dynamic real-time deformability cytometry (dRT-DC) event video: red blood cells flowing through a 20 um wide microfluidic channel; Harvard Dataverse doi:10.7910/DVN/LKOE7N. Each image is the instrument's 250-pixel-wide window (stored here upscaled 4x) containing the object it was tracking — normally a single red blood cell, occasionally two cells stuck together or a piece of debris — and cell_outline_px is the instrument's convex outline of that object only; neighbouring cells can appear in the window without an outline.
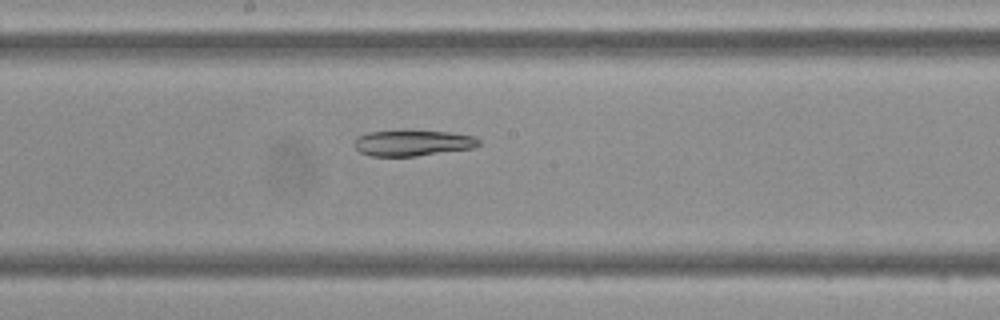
{"species": "Egyptian fruit bat (a non-hibernating species)", "species_latin": "Rousettus aegyptiacus", "temperature_condition": "cold", "stored_images_in_passage": 43, "camera_frame_rate_fps": 3000, "um_per_image_px": 0.085, "frame": {"image": 1, "passage_image": 25, "time_ms": 8.0, "image_size_px": [1000, 320], "cell_outline_px": [[480, 144], [476, 148], [416, 156], [372, 156], [360, 152], [352, 144], [356, 136], [368, 132], [400, 128], [404, 128], [448, 132], [476, 136], [480, 140]], "centroid_in_image_um": [35.06, 12.11], "position_along_channel_um": 213.1, "area_um2": 19.77}}
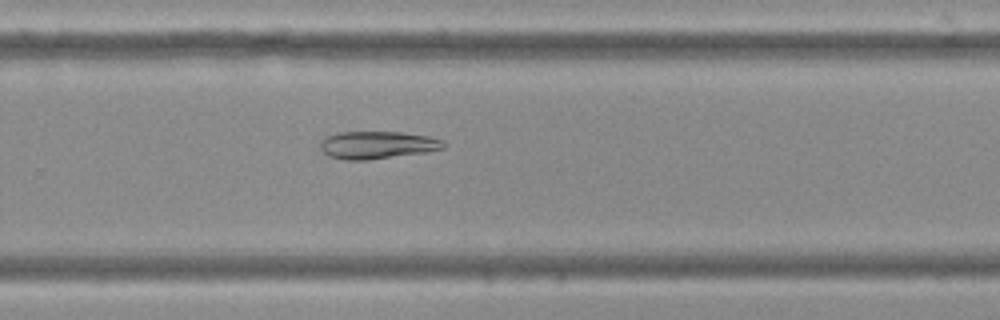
{"frame": {"image": 2, "passage_image": 31, "time_ms": 10.0, "image_size_px": [1000, 320], "cell_outline_px": [[444, 148], [428, 152], [368, 160], [344, 160], [328, 156], [320, 148], [320, 140], [324, 136], [340, 132], [400, 132], [428, 136], [444, 140]], "centroid_in_image_um": [32.04, 12.33], "position_along_channel_um": 297.8, "area_um2": 20.0}}